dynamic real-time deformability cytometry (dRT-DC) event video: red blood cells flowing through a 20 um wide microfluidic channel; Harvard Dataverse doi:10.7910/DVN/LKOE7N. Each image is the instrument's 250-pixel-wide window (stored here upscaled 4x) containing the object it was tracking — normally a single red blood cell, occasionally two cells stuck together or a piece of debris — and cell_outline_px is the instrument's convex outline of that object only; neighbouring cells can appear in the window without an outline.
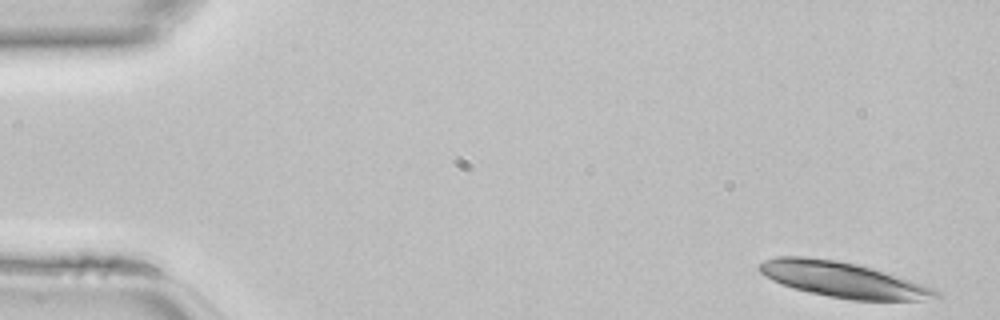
{"species": "common noctule bat (a hibernating species)", "species_latin": "Nyctalus noctula", "temperature_condition": "room temperature", "stored_images_in_passage": 43, "camera_frame_rate_fps": 3000, "um_per_image_px": 0.085, "animal": {"sex": "female", "body_mass_g": 22.7, "forearm_length_mm": 54.2}, "frame": {"image": 1, "passage_image": 1, "time_ms": 0.0, "image_size_px": [1000, 320], "cell_outline_px": [[940, 296], [920, 300], [852, 300], [828, 296], [808, 292], [792, 288], [772, 280], [764, 276], [756, 268], [756, 264], [764, 260], [776, 256], [808, 256], [836, 260], [856, 264], [872, 268], [912, 280], [932, 288], [940, 292]], "centroid_in_image_um": [71.57, 23.76], "position_along_channel_um": 13.4, "area_um2": 36.47}}
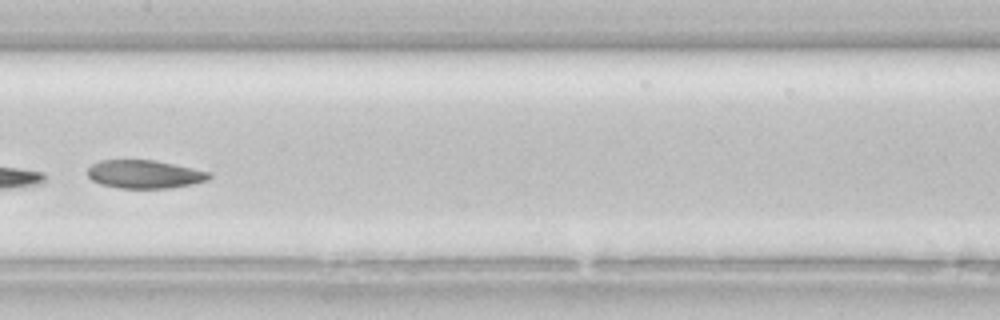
{"frame": {"image": 2, "passage_image": 22, "time_ms": 7.0, "image_size_px": [1000, 320], "cell_outline_px": [[212, 176], [208, 180], [192, 184], [172, 188], [120, 188], [100, 184], [92, 180], [88, 176], [88, 168], [92, 164], [100, 160], [156, 160], [212, 172]], "centroid_in_image_um": [12.32, 14.81], "position_along_channel_um": 195.1, "area_um2": 20.17}}